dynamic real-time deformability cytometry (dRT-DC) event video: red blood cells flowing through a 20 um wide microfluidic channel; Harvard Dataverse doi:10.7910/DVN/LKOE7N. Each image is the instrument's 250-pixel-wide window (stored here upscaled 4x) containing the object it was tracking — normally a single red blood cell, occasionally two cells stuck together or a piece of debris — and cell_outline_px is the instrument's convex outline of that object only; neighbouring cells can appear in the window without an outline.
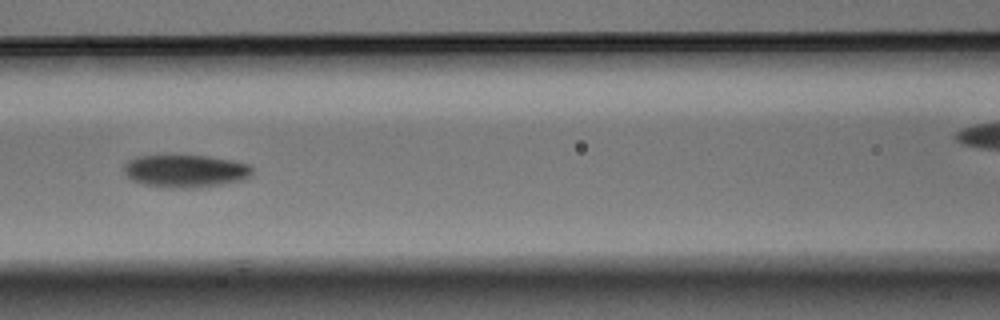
{"species": "Egyptian fruit bat (a non-hibernating species)", "species_latin": "Rousettus aegyptiacus", "temperature_condition": "warm", "stored_images_in_passage": 8, "camera_frame_rate_fps": 3000, "um_per_image_px": 0.085, "animal": {"sex": "male"}, "frame": {"image": 1, "passage_image": 6, "time_ms": 1.667, "image_size_px": [1000, 320], "cell_outline_px": [[252, 172], [244, 180], [224, 184], [192, 188], [168, 188], [144, 184], [132, 180], [124, 172], [124, 164], [128, 160], [136, 156], [208, 156], [232, 160], [248, 164], [252, 168]], "centroid_in_image_um": [15.76, 14.54], "position_along_channel_um": 150.8, "area_um2": 24.39}}
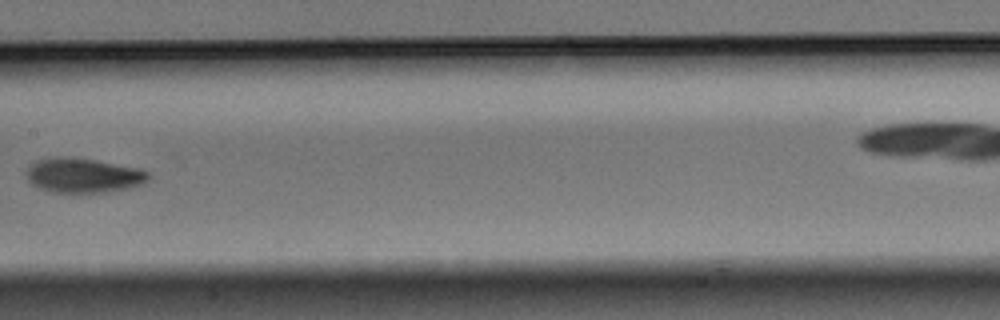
{"frame": {"image": 2, "passage_image": 7, "time_ms": 2.0, "image_size_px": [1000, 320], "cell_outline_px": [[148, 180], [144, 184], [128, 188], [104, 192], [52, 192], [40, 188], [32, 184], [28, 180], [28, 164], [36, 160], [48, 156], [68, 156], [92, 160], [136, 168], [148, 172]], "centroid_in_image_um": [7.02, 14.9], "position_along_channel_um": 200.4, "area_um2": 24.45}}